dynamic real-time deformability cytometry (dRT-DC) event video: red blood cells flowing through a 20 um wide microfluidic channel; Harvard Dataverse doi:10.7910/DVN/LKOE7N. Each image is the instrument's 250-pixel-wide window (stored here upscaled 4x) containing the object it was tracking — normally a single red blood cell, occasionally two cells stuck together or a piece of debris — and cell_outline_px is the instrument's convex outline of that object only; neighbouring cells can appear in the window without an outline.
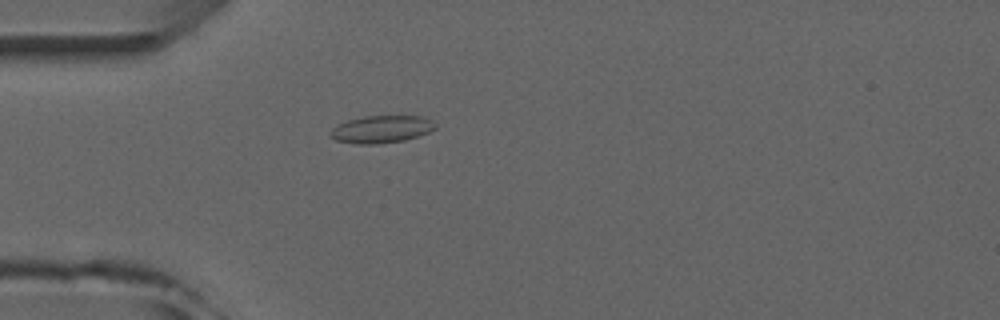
{"species": "common noctule bat (a hibernating species)", "species_latin": "Nyctalus noctula", "temperature_condition": "room temperature", "stored_images_in_passage": 3, "camera_frame_rate_fps": 3000, "um_per_image_px": 0.085, "animal": {"sex": "male", "forearm_length_mm": 52.5}, "frame": {"image": 1, "passage_image": 2, "time_ms": 1.333, "image_size_px": [1000, 320], "cell_outline_px": [[436, 128], [428, 132], [404, 140], [376, 144], [356, 144], [336, 140], [328, 136], [328, 132], [332, 128], [348, 120], [364, 116], [424, 116], [432, 120], [436, 124]], "centroid_in_image_um": [32.4, 10.98], "position_along_channel_um": 52.6, "area_um2": 16.76}}